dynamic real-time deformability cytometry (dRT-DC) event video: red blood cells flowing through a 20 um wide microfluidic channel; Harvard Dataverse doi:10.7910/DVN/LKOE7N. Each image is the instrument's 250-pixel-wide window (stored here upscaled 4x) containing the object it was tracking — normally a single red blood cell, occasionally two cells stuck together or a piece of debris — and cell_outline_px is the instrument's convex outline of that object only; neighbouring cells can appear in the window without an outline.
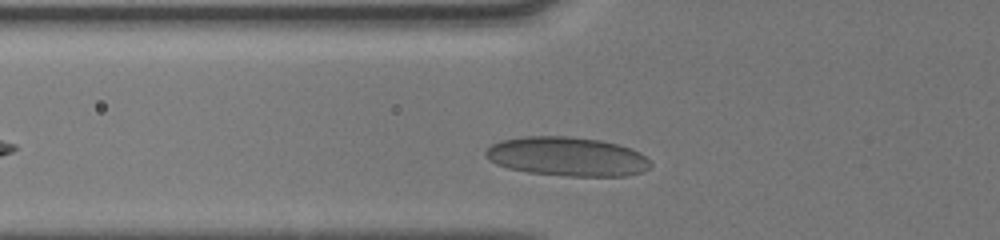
{"species": "human", "species_latin": "Homo sapiens", "temperature_condition": "cold", "stored_images_in_passage": 28, "camera_frame_rate_fps": 3000, "um_per_image_px": 0.085, "donor": {"sex": "male"}, "frame": {"image": 1, "passage_image": 4, "time_ms": 1.0, "image_size_px": [1000, 240], "cell_outline_px": [[652, 164], [644, 172], [624, 176], [564, 176], [528, 172], [508, 168], [496, 164], [488, 160], [484, 156], [484, 152], [492, 144], [500, 140], [524, 136], [568, 136], [600, 140], [632, 148], [640, 152]], "centroid_in_image_um": [48.18, 13.31], "position_along_channel_um": 77.6, "area_um2": 37.8}}
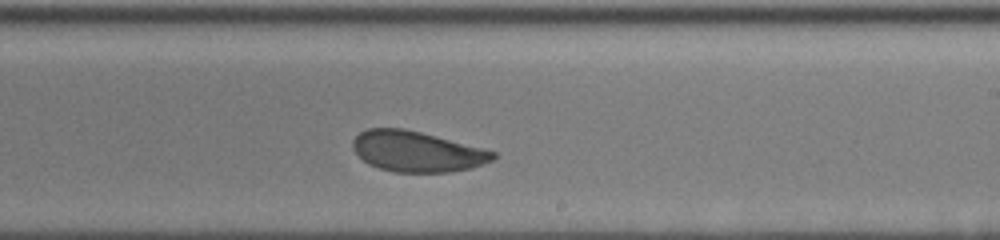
{"frame": {"image": 2, "passage_image": 17, "time_ms": 5.333, "image_size_px": [1000, 240], "cell_outline_px": [[496, 160], [472, 168], [448, 172], [396, 172], [380, 168], [368, 164], [352, 148], [352, 140], [360, 132], [368, 128], [404, 128], [420, 132], [496, 152]], "centroid_in_image_um": [35.44, 12.88], "position_along_channel_um": 253.6, "area_um2": 32.95}}
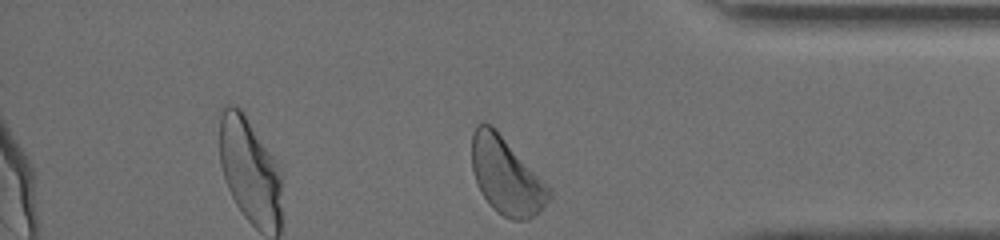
{"frame": {"image": 3, "passage_image": 28, "time_ms": 9.0, "image_size_px": [1000, 240], "cell_outline_px": [[552, 196], [536, 216], [528, 220], [512, 220], [496, 212], [492, 208], [480, 192], [472, 168], [472, 132], [476, 124], [492, 124], [496, 128], [548, 184], [552, 192]], "centroid_in_image_um": [43.05, 14.96], "position_along_channel_um": 392.1, "area_um2": 34.91}, "authors_computed_cell_mechanics": {"area_um2": 34.2754, "velocity_mm_per_s": 4.0795, "shape_relaxation_time_tau1_ms": 4.9402, "shape_relaxation_time_tau2_ms": 0.759, "deformation_change_tau1": 0.0951, "deformation_change_tau2": 0.0493}}